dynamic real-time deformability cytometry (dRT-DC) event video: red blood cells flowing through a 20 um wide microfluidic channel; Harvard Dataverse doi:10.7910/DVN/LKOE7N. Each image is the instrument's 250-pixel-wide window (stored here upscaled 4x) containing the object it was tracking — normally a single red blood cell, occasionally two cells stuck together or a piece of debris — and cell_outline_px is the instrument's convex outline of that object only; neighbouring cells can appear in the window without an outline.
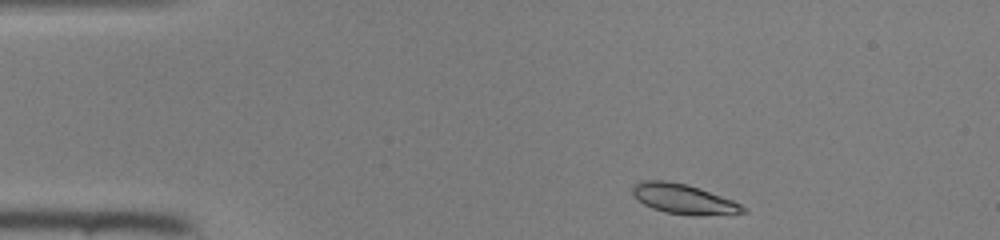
{"species": "common noctule bat (a hibernating species)", "species_latin": "Nyctalus noctula", "temperature_condition": "room temperature", "stored_images_in_passage": 40, "camera_frame_rate_fps": 3000, "um_per_image_px": 0.085, "animal": {"sex": "female", "body_mass_g": 22.0, "forearm_length_mm": 56.7}, "frame": {"image": 1, "passage_image": 1, "time_ms": 0.0, "image_size_px": [1000, 240], "cell_outline_px": [[748, 212], [732, 216], [692, 216], [664, 212], [652, 208], [644, 204], [632, 192], [632, 184], [640, 180], [664, 180], [688, 184], [700, 188], [732, 200], [740, 204]], "centroid_in_image_um": [58.17, 16.94], "position_along_channel_um": 26.8, "area_um2": 19.77}}
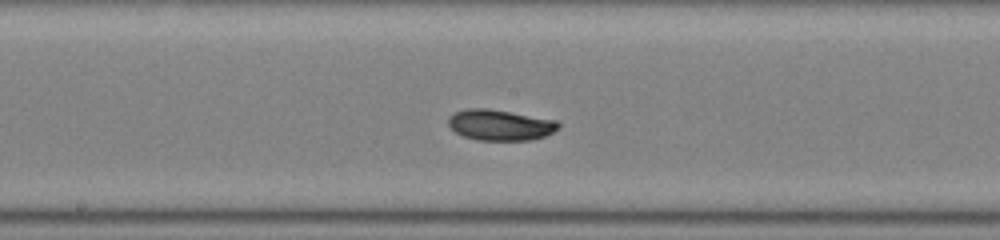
{"frame": {"image": 2, "passage_image": 18, "time_ms": 5.667, "image_size_px": [1000, 240], "cell_outline_px": [[560, 128], [544, 136], [532, 140], [476, 140], [464, 136], [456, 132], [448, 124], [448, 116], [452, 112], [468, 108], [488, 108], [556, 120], [560, 124]], "centroid_in_image_um": [42.49, 10.62], "position_along_channel_um": 205.7, "area_um2": 19.83}}
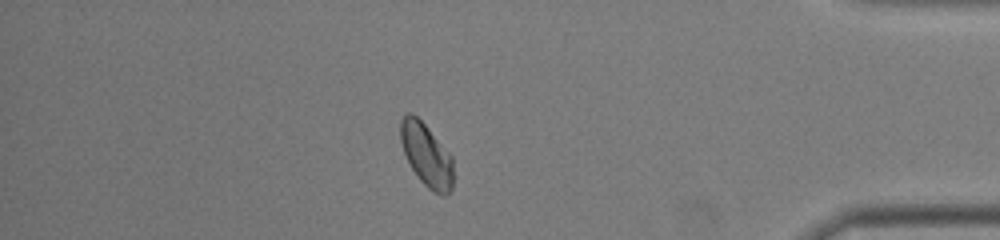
{"frame": {"image": 3, "passage_image": 34, "time_ms": 11.0, "image_size_px": [1000, 240], "cell_outline_px": [[456, 176], [452, 188], [444, 196], [432, 192], [420, 180], [412, 168], [404, 152], [400, 140], [400, 120], [408, 112], [412, 112], [424, 124], [452, 156]], "centroid_in_image_um": [36.29, 13.21], "position_along_channel_um": 398.9, "area_um2": 19.54}}